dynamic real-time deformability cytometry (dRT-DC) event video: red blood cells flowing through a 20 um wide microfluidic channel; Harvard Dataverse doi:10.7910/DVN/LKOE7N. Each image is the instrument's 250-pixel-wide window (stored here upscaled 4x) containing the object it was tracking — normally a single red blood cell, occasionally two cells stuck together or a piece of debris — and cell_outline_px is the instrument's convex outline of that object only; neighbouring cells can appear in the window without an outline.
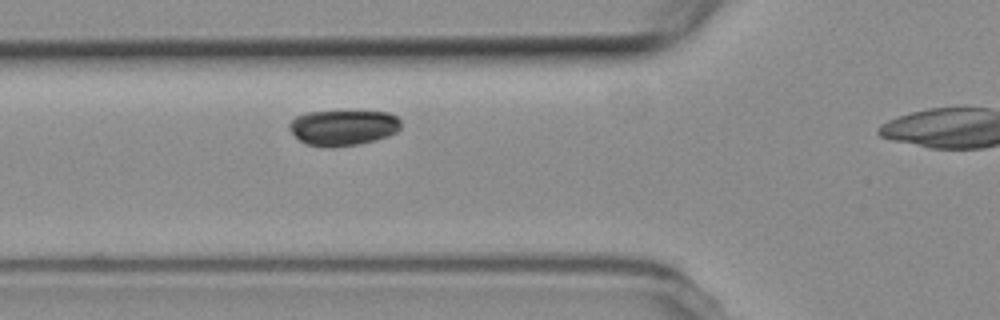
{"species": "common noctule bat (a hibernating species)", "species_latin": "Nyctalus noctula", "temperature_condition": "room temperature", "stored_images_in_passage": 4, "camera_frame_rate_fps": 3000, "um_per_image_px": 0.085, "animal": {"sex": "female", "body_mass_g": 19.3, "forearm_length_mm": 54.1}, "frame": {"image": 1, "passage_image": 3, "time_ms": 2.333, "image_size_px": [1000, 320], "cell_outline_px": [[400, 128], [396, 132], [388, 136], [376, 140], [360, 144], [328, 148], [324, 148], [304, 144], [288, 128], [288, 124], [296, 116], [308, 112], [388, 112], [396, 116], [400, 120]], "centroid_in_image_um": [29.15, 10.87], "position_along_channel_um": 96.7, "area_um2": 23.18}}